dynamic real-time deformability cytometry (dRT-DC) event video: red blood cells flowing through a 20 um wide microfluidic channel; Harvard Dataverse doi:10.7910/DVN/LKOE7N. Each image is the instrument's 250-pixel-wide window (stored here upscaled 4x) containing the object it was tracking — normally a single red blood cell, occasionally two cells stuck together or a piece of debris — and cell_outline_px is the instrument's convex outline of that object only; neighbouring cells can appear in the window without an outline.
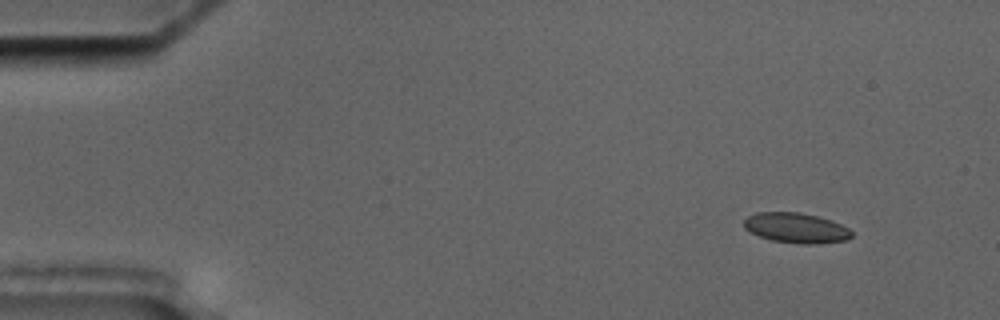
{"species": "common noctule bat (a hibernating species)", "species_latin": "Nyctalus noctula", "temperature_condition": "cold", "stored_images_in_passage": 5, "camera_frame_rate_fps": 3000, "um_per_image_px": 0.085, "animal": {"sex": "male", "body_mass_g": 17.5, "forearm_length_mm": 52.3}, "frame": {"image": 1, "passage_image": 5, "time_ms": 6.0, "image_size_px": [1000, 320], "cell_outline_px": [[852, 236], [848, 240], [812, 244], [804, 244], [772, 240], [760, 236], [744, 228], [744, 220], [748, 216], [756, 212], [800, 212], [832, 220], [848, 228], [852, 232]], "centroid_in_image_um": [67.68, 19.36], "position_along_channel_um": 17.3, "area_um2": 18.79}}